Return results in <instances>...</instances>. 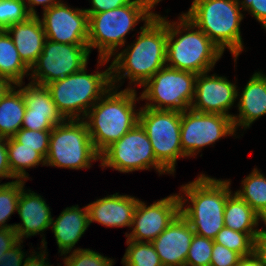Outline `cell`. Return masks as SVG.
Instances as JSON below:
<instances>
[{
  "label": "cell",
  "mask_w": 266,
  "mask_h": 266,
  "mask_svg": "<svg viewBox=\"0 0 266 266\" xmlns=\"http://www.w3.org/2000/svg\"><path fill=\"white\" fill-rule=\"evenodd\" d=\"M138 38L113 56L112 86L129 79L135 87L143 86L157 71L166 66L167 17L156 14L143 24Z\"/></svg>",
  "instance_id": "cell-1"
},
{
  "label": "cell",
  "mask_w": 266,
  "mask_h": 266,
  "mask_svg": "<svg viewBox=\"0 0 266 266\" xmlns=\"http://www.w3.org/2000/svg\"><path fill=\"white\" fill-rule=\"evenodd\" d=\"M231 181L200 174L195 180L182 185L178 194L180 214L191 225L195 234L214 239L224 227V208L233 193ZM187 197L184 199V197ZM190 203H189V201ZM188 202V206L185 207Z\"/></svg>",
  "instance_id": "cell-2"
},
{
  "label": "cell",
  "mask_w": 266,
  "mask_h": 266,
  "mask_svg": "<svg viewBox=\"0 0 266 266\" xmlns=\"http://www.w3.org/2000/svg\"><path fill=\"white\" fill-rule=\"evenodd\" d=\"M118 87L112 86L83 119L99 154L139 122L140 109L135 108V102L139 101L140 96L136 97V90L131 86L119 92Z\"/></svg>",
  "instance_id": "cell-3"
},
{
  "label": "cell",
  "mask_w": 266,
  "mask_h": 266,
  "mask_svg": "<svg viewBox=\"0 0 266 266\" xmlns=\"http://www.w3.org/2000/svg\"><path fill=\"white\" fill-rule=\"evenodd\" d=\"M161 0H133L130 4L101 13L88 14V48H97L98 66L109 62L126 43L125 36L139 21L147 23L157 13L152 10ZM151 10V11H150ZM118 49V50H117Z\"/></svg>",
  "instance_id": "cell-4"
},
{
  "label": "cell",
  "mask_w": 266,
  "mask_h": 266,
  "mask_svg": "<svg viewBox=\"0 0 266 266\" xmlns=\"http://www.w3.org/2000/svg\"><path fill=\"white\" fill-rule=\"evenodd\" d=\"M178 21L167 19L166 65L196 74L210 72L223 52L183 13Z\"/></svg>",
  "instance_id": "cell-5"
},
{
  "label": "cell",
  "mask_w": 266,
  "mask_h": 266,
  "mask_svg": "<svg viewBox=\"0 0 266 266\" xmlns=\"http://www.w3.org/2000/svg\"><path fill=\"white\" fill-rule=\"evenodd\" d=\"M224 53L229 49L234 62L243 51L240 23L244 18L239 0H193L183 13Z\"/></svg>",
  "instance_id": "cell-6"
},
{
  "label": "cell",
  "mask_w": 266,
  "mask_h": 266,
  "mask_svg": "<svg viewBox=\"0 0 266 266\" xmlns=\"http://www.w3.org/2000/svg\"><path fill=\"white\" fill-rule=\"evenodd\" d=\"M86 68L46 85L65 119H84L90 108L112 87L111 65L93 74H87Z\"/></svg>",
  "instance_id": "cell-7"
},
{
  "label": "cell",
  "mask_w": 266,
  "mask_h": 266,
  "mask_svg": "<svg viewBox=\"0 0 266 266\" xmlns=\"http://www.w3.org/2000/svg\"><path fill=\"white\" fill-rule=\"evenodd\" d=\"M100 160L85 120L66 119L51 130L45 166L72 170L89 169Z\"/></svg>",
  "instance_id": "cell-8"
},
{
  "label": "cell",
  "mask_w": 266,
  "mask_h": 266,
  "mask_svg": "<svg viewBox=\"0 0 266 266\" xmlns=\"http://www.w3.org/2000/svg\"><path fill=\"white\" fill-rule=\"evenodd\" d=\"M196 73L164 66L142 87L144 107L183 112L190 109L195 91Z\"/></svg>",
  "instance_id": "cell-9"
},
{
  "label": "cell",
  "mask_w": 266,
  "mask_h": 266,
  "mask_svg": "<svg viewBox=\"0 0 266 266\" xmlns=\"http://www.w3.org/2000/svg\"><path fill=\"white\" fill-rule=\"evenodd\" d=\"M139 123L151 142L156 160L173 175L177 159L186 158L180 142L181 112L140 107Z\"/></svg>",
  "instance_id": "cell-10"
},
{
  "label": "cell",
  "mask_w": 266,
  "mask_h": 266,
  "mask_svg": "<svg viewBox=\"0 0 266 266\" xmlns=\"http://www.w3.org/2000/svg\"><path fill=\"white\" fill-rule=\"evenodd\" d=\"M102 169L113 168L122 173L154 168L159 174L169 173L155 158L151 142L138 122L100 154Z\"/></svg>",
  "instance_id": "cell-11"
},
{
  "label": "cell",
  "mask_w": 266,
  "mask_h": 266,
  "mask_svg": "<svg viewBox=\"0 0 266 266\" xmlns=\"http://www.w3.org/2000/svg\"><path fill=\"white\" fill-rule=\"evenodd\" d=\"M88 45L65 44L46 39L42 53L30 69L31 82L46 86L79 72L89 59Z\"/></svg>",
  "instance_id": "cell-12"
},
{
  "label": "cell",
  "mask_w": 266,
  "mask_h": 266,
  "mask_svg": "<svg viewBox=\"0 0 266 266\" xmlns=\"http://www.w3.org/2000/svg\"><path fill=\"white\" fill-rule=\"evenodd\" d=\"M235 133L232 117L192 109L181 112L180 142L186 157H194L204 146Z\"/></svg>",
  "instance_id": "cell-13"
},
{
  "label": "cell",
  "mask_w": 266,
  "mask_h": 266,
  "mask_svg": "<svg viewBox=\"0 0 266 266\" xmlns=\"http://www.w3.org/2000/svg\"><path fill=\"white\" fill-rule=\"evenodd\" d=\"M180 213L178 194H172L147 206L138 201L134 211L131 230L125 233L127 240L137 242H152L157 238Z\"/></svg>",
  "instance_id": "cell-14"
},
{
  "label": "cell",
  "mask_w": 266,
  "mask_h": 266,
  "mask_svg": "<svg viewBox=\"0 0 266 266\" xmlns=\"http://www.w3.org/2000/svg\"><path fill=\"white\" fill-rule=\"evenodd\" d=\"M46 38L57 43L87 45L88 14L69 7L63 1L43 11L40 19Z\"/></svg>",
  "instance_id": "cell-15"
},
{
  "label": "cell",
  "mask_w": 266,
  "mask_h": 266,
  "mask_svg": "<svg viewBox=\"0 0 266 266\" xmlns=\"http://www.w3.org/2000/svg\"><path fill=\"white\" fill-rule=\"evenodd\" d=\"M208 73L197 74L190 109L200 113L233 117V114H229V109L238 98V86L224 76H218L215 73L209 76Z\"/></svg>",
  "instance_id": "cell-16"
},
{
  "label": "cell",
  "mask_w": 266,
  "mask_h": 266,
  "mask_svg": "<svg viewBox=\"0 0 266 266\" xmlns=\"http://www.w3.org/2000/svg\"><path fill=\"white\" fill-rule=\"evenodd\" d=\"M23 84L17 85L23 91L26 104L21 128L34 131L52 130L55 125L66 120L59 112L46 86L30 82L22 87Z\"/></svg>",
  "instance_id": "cell-17"
},
{
  "label": "cell",
  "mask_w": 266,
  "mask_h": 266,
  "mask_svg": "<svg viewBox=\"0 0 266 266\" xmlns=\"http://www.w3.org/2000/svg\"><path fill=\"white\" fill-rule=\"evenodd\" d=\"M194 231L179 213L151 243L163 266H185Z\"/></svg>",
  "instance_id": "cell-18"
},
{
  "label": "cell",
  "mask_w": 266,
  "mask_h": 266,
  "mask_svg": "<svg viewBox=\"0 0 266 266\" xmlns=\"http://www.w3.org/2000/svg\"><path fill=\"white\" fill-rule=\"evenodd\" d=\"M42 197L34 191L22 188L17 205V213L22 223L14 224V231L19 240L23 241V238L40 234L51 227V209Z\"/></svg>",
  "instance_id": "cell-19"
},
{
  "label": "cell",
  "mask_w": 266,
  "mask_h": 266,
  "mask_svg": "<svg viewBox=\"0 0 266 266\" xmlns=\"http://www.w3.org/2000/svg\"><path fill=\"white\" fill-rule=\"evenodd\" d=\"M138 201L136 197L118 193L96 199L87 205L89 224L97 222L106 227L131 228Z\"/></svg>",
  "instance_id": "cell-20"
},
{
  "label": "cell",
  "mask_w": 266,
  "mask_h": 266,
  "mask_svg": "<svg viewBox=\"0 0 266 266\" xmlns=\"http://www.w3.org/2000/svg\"><path fill=\"white\" fill-rule=\"evenodd\" d=\"M239 114L233 115L235 130L238 127L250 128L254 121L266 115V75L255 72L243 88L241 95H237Z\"/></svg>",
  "instance_id": "cell-21"
},
{
  "label": "cell",
  "mask_w": 266,
  "mask_h": 266,
  "mask_svg": "<svg viewBox=\"0 0 266 266\" xmlns=\"http://www.w3.org/2000/svg\"><path fill=\"white\" fill-rule=\"evenodd\" d=\"M22 61L31 69L42 53L46 34L38 16H30L26 21L14 23L6 29Z\"/></svg>",
  "instance_id": "cell-22"
},
{
  "label": "cell",
  "mask_w": 266,
  "mask_h": 266,
  "mask_svg": "<svg viewBox=\"0 0 266 266\" xmlns=\"http://www.w3.org/2000/svg\"><path fill=\"white\" fill-rule=\"evenodd\" d=\"M89 225L87 206L82 209L78 205L66 207L55 220L52 219L51 229L57 241L58 253L61 252L60 256L71 252Z\"/></svg>",
  "instance_id": "cell-23"
},
{
  "label": "cell",
  "mask_w": 266,
  "mask_h": 266,
  "mask_svg": "<svg viewBox=\"0 0 266 266\" xmlns=\"http://www.w3.org/2000/svg\"><path fill=\"white\" fill-rule=\"evenodd\" d=\"M263 219L240 198L236 193H231L224 208V226L244 233H258L259 221Z\"/></svg>",
  "instance_id": "cell-24"
},
{
  "label": "cell",
  "mask_w": 266,
  "mask_h": 266,
  "mask_svg": "<svg viewBox=\"0 0 266 266\" xmlns=\"http://www.w3.org/2000/svg\"><path fill=\"white\" fill-rule=\"evenodd\" d=\"M25 111L23 91L14 85L0 101V137H13L21 129Z\"/></svg>",
  "instance_id": "cell-25"
},
{
  "label": "cell",
  "mask_w": 266,
  "mask_h": 266,
  "mask_svg": "<svg viewBox=\"0 0 266 266\" xmlns=\"http://www.w3.org/2000/svg\"><path fill=\"white\" fill-rule=\"evenodd\" d=\"M8 162L13 179L27 181L29 174L26 169L42 164L46 159L33 148L23 147L14 137L7 138Z\"/></svg>",
  "instance_id": "cell-26"
},
{
  "label": "cell",
  "mask_w": 266,
  "mask_h": 266,
  "mask_svg": "<svg viewBox=\"0 0 266 266\" xmlns=\"http://www.w3.org/2000/svg\"><path fill=\"white\" fill-rule=\"evenodd\" d=\"M25 75H30V68L20 58L8 32L0 30V76L7 77L18 85L25 83Z\"/></svg>",
  "instance_id": "cell-27"
},
{
  "label": "cell",
  "mask_w": 266,
  "mask_h": 266,
  "mask_svg": "<svg viewBox=\"0 0 266 266\" xmlns=\"http://www.w3.org/2000/svg\"><path fill=\"white\" fill-rule=\"evenodd\" d=\"M242 190L235 193L247 202L250 207L266 221V176L254 168L252 172L241 181Z\"/></svg>",
  "instance_id": "cell-28"
},
{
  "label": "cell",
  "mask_w": 266,
  "mask_h": 266,
  "mask_svg": "<svg viewBox=\"0 0 266 266\" xmlns=\"http://www.w3.org/2000/svg\"><path fill=\"white\" fill-rule=\"evenodd\" d=\"M126 245L121 261L123 266H163L151 242L127 240Z\"/></svg>",
  "instance_id": "cell-29"
},
{
  "label": "cell",
  "mask_w": 266,
  "mask_h": 266,
  "mask_svg": "<svg viewBox=\"0 0 266 266\" xmlns=\"http://www.w3.org/2000/svg\"><path fill=\"white\" fill-rule=\"evenodd\" d=\"M24 184L25 181L23 180L0 184V229H14V224H6L5 222L17 211L19 195L22 188L25 187Z\"/></svg>",
  "instance_id": "cell-30"
},
{
  "label": "cell",
  "mask_w": 266,
  "mask_h": 266,
  "mask_svg": "<svg viewBox=\"0 0 266 266\" xmlns=\"http://www.w3.org/2000/svg\"><path fill=\"white\" fill-rule=\"evenodd\" d=\"M256 235L257 233H244L224 226L213 240L243 257L253 252V240Z\"/></svg>",
  "instance_id": "cell-31"
},
{
  "label": "cell",
  "mask_w": 266,
  "mask_h": 266,
  "mask_svg": "<svg viewBox=\"0 0 266 266\" xmlns=\"http://www.w3.org/2000/svg\"><path fill=\"white\" fill-rule=\"evenodd\" d=\"M30 16L25 0H0V30H6L14 23L24 22Z\"/></svg>",
  "instance_id": "cell-32"
},
{
  "label": "cell",
  "mask_w": 266,
  "mask_h": 266,
  "mask_svg": "<svg viewBox=\"0 0 266 266\" xmlns=\"http://www.w3.org/2000/svg\"><path fill=\"white\" fill-rule=\"evenodd\" d=\"M214 240L194 234L185 266H210Z\"/></svg>",
  "instance_id": "cell-33"
},
{
  "label": "cell",
  "mask_w": 266,
  "mask_h": 266,
  "mask_svg": "<svg viewBox=\"0 0 266 266\" xmlns=\"http://www.w3.org/2000/svg\"><path fill=\"white\" fill-rule=\"evenodd\" d=\"M65 266H113L114 259L101 255L90 249L76 248L71 251V254L67 256V253L63 254Z\"/></svg>",
  "instance_id": "cell-34"
},
{
  "label": "cell",
  "mask_w": 266,
  "mask_h": 266,
  "mask_svg": "<svg viewBox=\"0 0 266 266\" xmlns=\"http://www.w3.org/2000/svg\"><path fill=\"white\" fill-rule=\"evenodd\" d=\"M50 134L51 130L34 131L21 128L13 137L19 143L23 144V147L33 148L46 159L49 149Z\"/></svg>",
  "instance_id": "cell-35"
},
{
  "label": "cell",
  "mask_w": 266,
  "mask_h": 266,
  "mask_svg": "<svg viewBox=\"0 0 266 266\" xmlns=\"http://www.w3.org/2000/svg\"><path fill=\"white\" fill-rule=\"evenodd\" d=\"M240 258L235 251L214 242L210 266H237Z\"/></svg>",
  "instance_id": "cell-36"
},
{
  "label": "cell",
  "mask_w": 266,
  "mask_h": 266,
  "mask_svg": "<svg viewBox=\"0 0 266 266\" xmlns=\"http://www.w3.org/2000/svg\"><path fill=\"white\" fill-rule=\"evenodd\" d=\"M241 10L248 11L266 29V0H239Z\"/></svg>",
  "instance_id": "cell-37"
},
{
  "label": "cell",
  "mask_w": 266,
  "mask_h": 266,
  "mask_svg": "<svg viewBox=\"0 0 266 266\" xmlns=\"http://www.w3.org/2000/svg\"><path fill=\"white\" fill-rule=\"evenodd\" d=\"M21 243H23V241L20 240L16 245L2 255L0 259V266H23L25 261L23 259L27 256V254L22 251Z\"/></svg>",
  "instance_id": "cell-38"
},
{
  "label": "cell",
  "mask_w": 266,
  "mask_h": 266,
  "mask_svg": "<svg viewBox=\"0 0 266 266\" xmlns=\"http://www.w3.org/2000/svg\"><path fill=\"white\" fill-rule=\"evenodd\" d=\"M133 0H91V8L84 9L87 14H95L130 4Z\"/></svg>",
  "instance_id": "cell-39"
},
{
  "label": "cell",
  "mask_w": 266,
  "mask_h": 266,
  "mask_svg": "<svg viewBox=\"0 0 266 266\" xmlns=\"http://www.w3.org/2000/svg\"><path fill=\"white\" fill-rule=\"evenodd\" d=\"M20 240L14 229L1 228L0 229V259L2 255L16 245Z\"/></svg>",
  "instance_id": "cell-40"
},
{
  "label": "cell",
  "mask_w": 266,
  "mask_h": 266,
  "mask_svg": "<svg viewBox=\"0 0 266 266\" xmlns=\"http://www.w3.org/2000/svg\"><path fill=\"white\" fill-rule=\"evenodd\" d=\"M41 251L40 252H34L32 251L33 254L30 253L29 256H27V258L25 259L24 261V264L23 266H52L48 263V261L46 262V260L48 258H46L47 256V253L46 250H47V242L45 241V238L43 237L42 238V241H41ZM44 248V250H43Z\"/></svg>",
  "instance_id": "cell-41"
},
{
  "label": "cell",
  "mask_w": 266,
  "mask_h": 266,
  "mask_svg": "<svg viewBox=\"0 0 266 266\" xmlns=\"http://www.w3.org/2000/svg\"><path fill=\"white\" fill-rule=\"evenodd\" d=\"M253 253L259 258L264 266H266V229H260L254 237Z\"/></svg>",
  "instance_id": "cell-42"
},
{
  "label": "cell",
  "mask_w": 266,
  "mask_h": 266,
  "mask_svg": "<svg viewBox=\"0 0 266 266\" xmlns=\"http://www.w3.org/2000/svg\"><path fill=\"white\" fill-rule=\"evenodd\" d=\"M13 179L8 162L7 138L0 137V179Z\"/></svg>",
  "instance_id": "cell-43"
},
{
  "label": "cell",
  "mask_w": 266,
  "mask_h": 266,
  "mask_svg": "<svg viewBox=\"0 0 266 266\" xmlns=\"http://www.w3.org/2000/svg\"><path fill=\"white\" fill-rule=\"evenodd\" d=\"M60 2L61 0H25L27 10L31 16H38L35 6L42 5L43 11H45Z\"/></svg>",
  "instance_id": "cell-44"
},
{
  "label": "cell",
  "mask_w": 266,
  "mask_h": 266,
  "mask_svg": "<svg viewBox=\"0 0 266 266\" xmlns=\"http://www.w3.org/2000/svg\"><path fill=\"white\" fill-rule=\"evenodd\" d=\"M237 266H264L259 258L252 252L240 258Z\"/></svg>",
  "instance_id": "cell-45"
},
{
  "label": "cell",
  "mask_w": 266,
  "mask_h": 266,
  "mask_svg": "<svg viewBox=\"0 0 266 266\" xmlns=\"http://www.w3.org/2000/svg\"><path fill=\"white\" fill-rule=\"evenodd\" d=\"M16 85L9 78L0 76V101L6 96V94Z\"/></svg>",
  "instance_id": "cell-46"
}]
</instances>
